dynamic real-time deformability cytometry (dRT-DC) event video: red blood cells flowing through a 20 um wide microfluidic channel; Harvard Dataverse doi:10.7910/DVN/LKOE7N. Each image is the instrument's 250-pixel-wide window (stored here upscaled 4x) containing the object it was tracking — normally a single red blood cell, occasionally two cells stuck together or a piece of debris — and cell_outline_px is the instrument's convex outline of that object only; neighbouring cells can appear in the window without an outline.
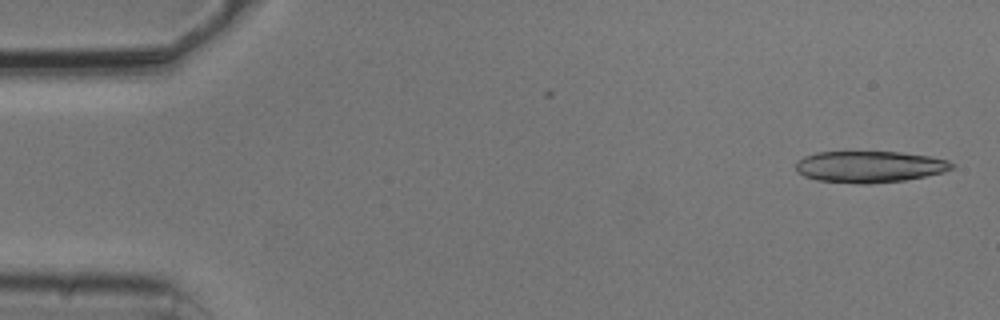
{"species": "common noctule bat (a hibernating species)", "species_latin": "Nyctalus noctula", "temperature_condition": "cold", "stored_images_in_passage": 11, "camera_frame_rate_fps": 3000, "um_per_image_px": 0.085, "animal": {"sex": "male", "body_mass_g": 20.5, "forearm_length_mm": 52.5}, "frame": {"image": 1, "passage_image": 1, "time_ms": 0.0, "image_size_px": [1000, 320], "cell_outline_px": [[956, 164], [952, 168], [944, 172], [904, 180], [868, 184], [860, 184], [816, 180], [804, 176], [796, 172], [796, 160], [804, 156], [816, 152], [900, 152], [928, 156], [948, 160]], "centroid_in_image_um": [73.88, 14.17], "position_along_channel_um": 11.1, "area_um2": 28.73}}